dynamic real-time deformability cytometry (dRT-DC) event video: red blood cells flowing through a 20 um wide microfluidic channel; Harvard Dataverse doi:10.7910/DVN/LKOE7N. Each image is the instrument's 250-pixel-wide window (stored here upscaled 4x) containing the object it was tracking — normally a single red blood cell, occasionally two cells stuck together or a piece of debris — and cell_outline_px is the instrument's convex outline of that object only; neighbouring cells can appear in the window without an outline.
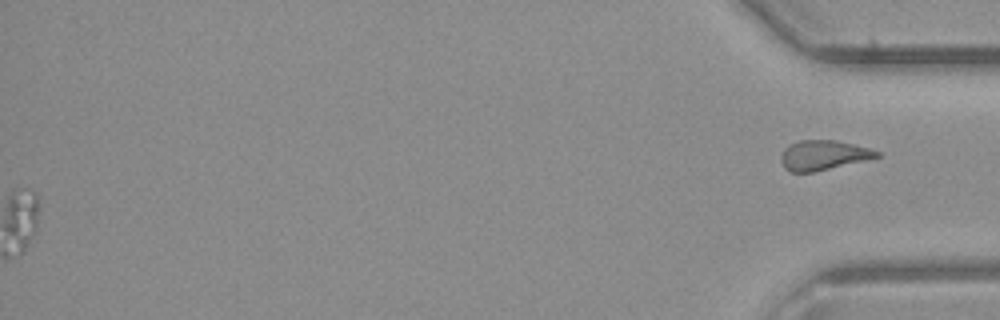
{"species": "common noctule bat (a hibernating species)", "species_latin": "Nyctalus noctula", "temperature_condition": "room temperature", "stored_images_in_passage": 39, "segment_of_instrument_passage": [2, 2], "camera_frame_rate_fps": 3000, "um_per_image_px": 0.085, "animal": {"sex": "male", "body_mass_g": 23.1, "forearm_length_mm": 52.7}, "frame": {"image": 1, "passage_image": 39, "time_ms": 12.667, "image_size_px": [1000, 320], "cell_outline_px": [[880, 156], [868, 160], [812, 172], [792, 172], [784, 168], [780, 160], [780, 156], [784, 148], [788, 144], [800, 140], [836, 140], [868, 148], [880, 152]], "centroid_in_image_um": [69.95, 13.19], "position_along_channel_um": 365.2, "area_um2": 16.65}}